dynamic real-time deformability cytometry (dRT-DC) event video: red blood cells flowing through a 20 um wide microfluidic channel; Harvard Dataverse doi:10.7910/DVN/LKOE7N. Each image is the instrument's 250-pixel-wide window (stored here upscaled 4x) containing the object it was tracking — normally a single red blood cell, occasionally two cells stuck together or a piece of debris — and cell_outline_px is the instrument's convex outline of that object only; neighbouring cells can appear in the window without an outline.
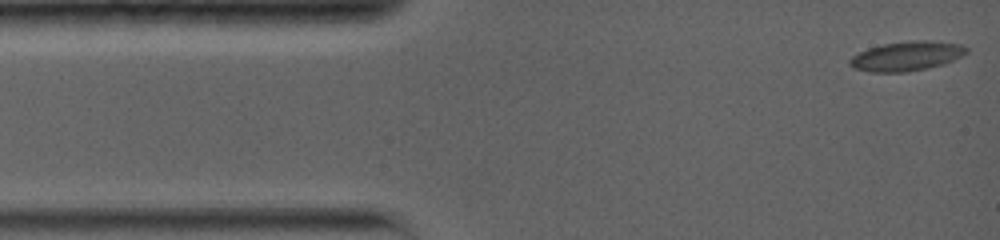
{"species": "common noctule bat (a hibernating species)", "species_latin": "Nyctalus noctula", "temperature_condition": "warm", "stored_images_in_passage": 50, "camera_frame_rate_fps": 5000, "um_per_image_px": 0.085, "animal": {"sex": "female", "body_mass_g": 19.0, "forearm_length_mm": 56.7}, "frame": {"image": 1, "passage_image": 1, "time_ms": 0.0, "image_size_px": [1000, 240], "cell_outline_px": [[968, 52], [944, 64], [928, 68], [904, 72], [872, 72], [852, 68], [848, 64], [848, 60], [852, 56], [868, 48], [884, 44], [908, 40], [924, 40], [960, 44], [968, 48]], "centroid_in_image_um": [77.03, 4.77], "position_along_channel_um": 8.0, "area_um2": 20.0}}
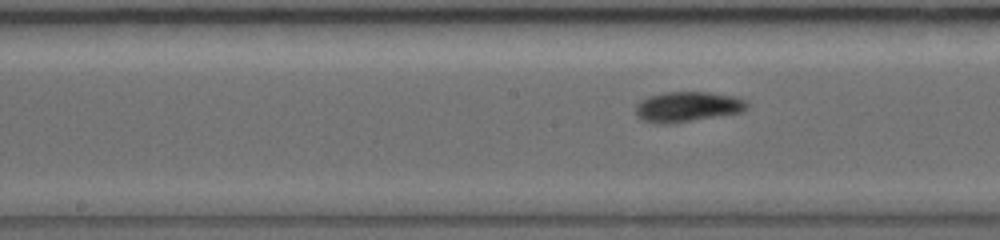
{"frame": {"image": 2, "passage_image": 22, "time_ms": 6.8, "image_size_px": [1000, 240], "cell_outline_px": [[748, 108], [740, 112], [676, 124], [656, 124], [640, 120], [636, 116], [636, 104], [640, 100], [648, 96], [664, 92], [708, 92], [736, 96], [744, 100], [748, 104]], "centroid_in_image_um": [58.39, 9.09], "position_along_channel_um": 189.8, "area_um2": 20.0}}
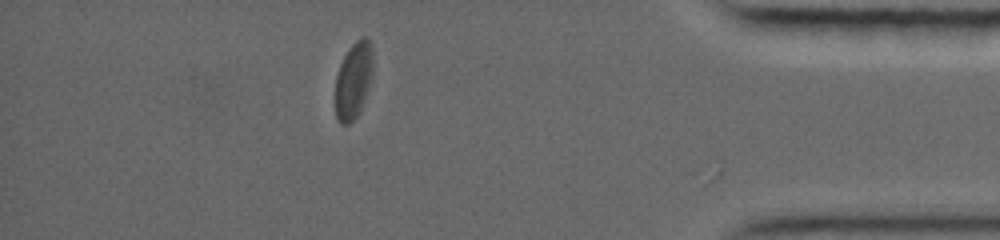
{"frame": {"image": 3, "passage_image": 43, "time_ms": 13.6, "image_size_px": [1000, 240], "cell_outline_px": [[372, 80], [360, 112], [348, 124], [340, 124], [336, 120], [336, 76], [340, 64], [348, 48], [356, 40], [364, 36], [368, 40], [372, 48]], "centroid_in_image_um": [30.05, 6.84], "position_along_channel_um": 405.1, "area_um2": 16.88}, "authors_computed_cell_mechanics": {"area_um2": 18.6405, "velocity_mm_per_s": 3.7422, "shape_relaxation_time_tau1_ms": 4.878, "shape_relaxation_time_tau2_ms": 3.0497, "deformation_change_tau1": 0.1462, "deformation_change_tau2": 0.0622}}